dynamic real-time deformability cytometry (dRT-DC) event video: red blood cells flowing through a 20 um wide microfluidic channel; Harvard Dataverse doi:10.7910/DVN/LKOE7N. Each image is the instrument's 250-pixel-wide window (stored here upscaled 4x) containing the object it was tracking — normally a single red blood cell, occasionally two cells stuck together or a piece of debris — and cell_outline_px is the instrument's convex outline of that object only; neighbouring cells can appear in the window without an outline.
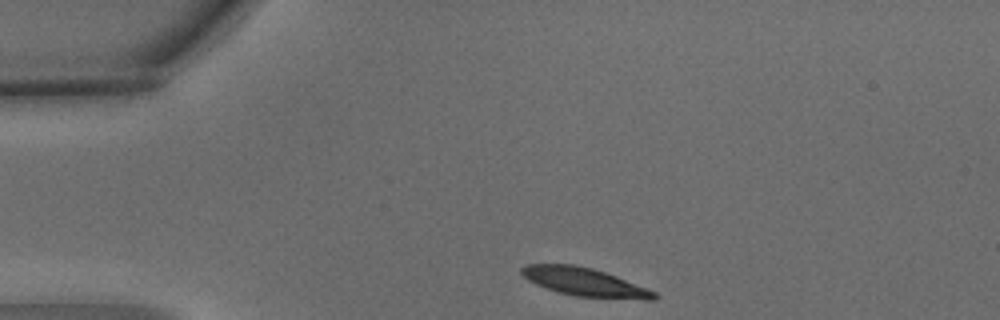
{"species": "common noctule bat (a hibernating species)", "species_latin": "Nyctalus noctula", "temperature_condition": "warm", "stored_images_in_passage": 2, "camera_frame_rate_fps": 3000, "um_per_image_px": 0.085, "animal": {"sex": "male", "body_mass_g": 15.6}, "frame": {"image": 1, "passage_image": 1, "time_ms": 0.0, "image_size_px": [1000, 320], "cell_outline_px": [[660, 296], [656, 300], [644, 300], [576, 296], [556, 292], [536, 284], [528, 280], [520, 272], [520, 268], [528, 264], [576, 264], [592, 268], [616, 276], [648, 288], [656, 292]], "centroid_in_image_um": [49.73, 23.98], "position_along_channel_um": 35.3, "area_um2": 22.08}}